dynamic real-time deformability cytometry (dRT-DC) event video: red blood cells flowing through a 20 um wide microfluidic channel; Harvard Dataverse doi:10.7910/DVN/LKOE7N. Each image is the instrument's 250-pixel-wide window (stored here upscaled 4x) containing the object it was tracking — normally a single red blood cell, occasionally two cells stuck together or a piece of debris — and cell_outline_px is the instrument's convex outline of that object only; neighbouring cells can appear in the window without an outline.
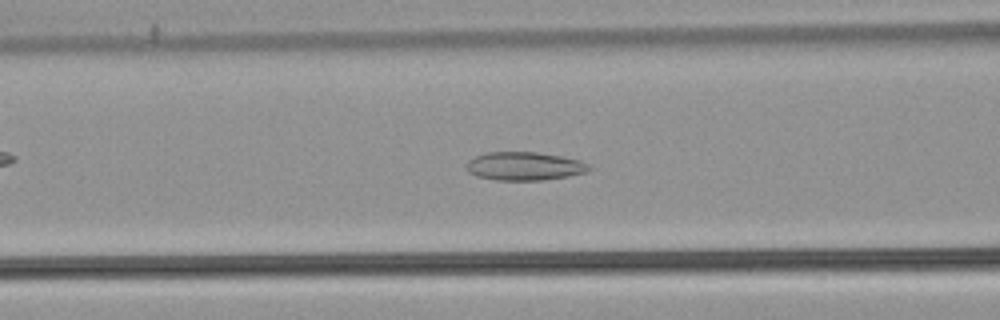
{"species": "common noctule bat (a hibernating species)", "species_latin": "Nyctalus noctula", "temperature_condition": "warm", "stored_images_in_passage": 53, "camera_frame_rate_fps": 3000, "um_per_image_px": 0.085, "animal": {"sex": "male", "body_mass_g": 21.5, "forearm_length_mm": 52.0}, "frame": {"image": 1, "passage_image": 22, "time_ms": 7.0, "image_size_px": [1000, 320], "cell_outline_px": [[592, 168], [588, 172], [568, 176], [544, 180], [496, 180], [476, 176], [468, 172], [468, 160], [484, 152], [536, 152], [560, 156], [580, 160], [592, 164]], "centroid_in_image_um": [44.62, 14.12], "position_along_channel_um": 122.0, "area_um2": 20.4}}
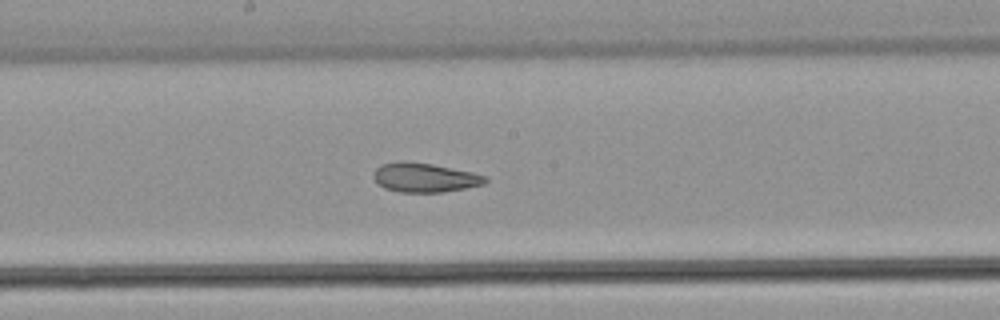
{"frame": {"image": 2, "passage_image": 29, "time_ms": 9.333, "image_size_px": [1000, 320], "cell_outline_px": [[488, 180], [484, 184], [464, 188], [440, 192], [400, 192], [384, 188], [376, 184], [372, 176], [376, 168], [380, 164], [400, 160], [404, 160], [432, 164], [472, 172], [488, 176]], "centroid_in_image_um": [36.05, 15.08], "position_along_channel_um": 212.2, "area_um2": 19.25}}
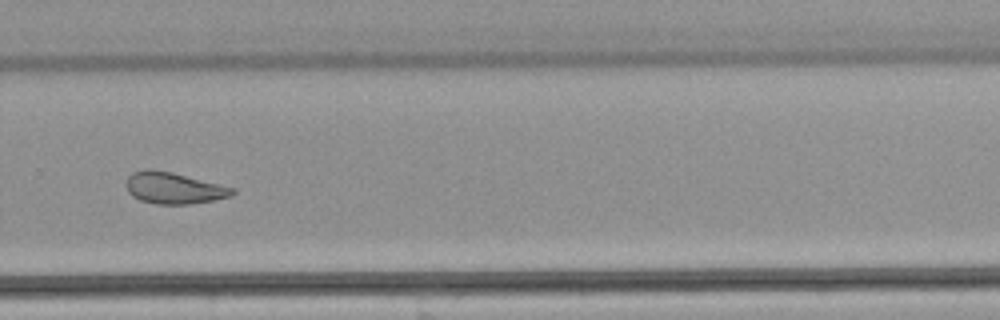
{"frame": {"image": 3, "passage_image": 37, "time_ms": 12.0, "image_size_px": [1000, 320], "cell_outline_px": [[236, 192], [232, 196], [192, 204], [156, 204], [140, 200], [132, 196], [128, 192], [128, 176], [132, 172], [172, 172], [236, 188]], "centroid_in_image_um": [14.86, 16.03], "position_along_channel_um": 314.9, "area_um2": 18.9}, "authors_computed_cell_mechanics": {"area_um2": 22.5998, "velocity_mm_per_s": 3.8644, "shape_relaxation_time_tau1_ms": null, "shape_relaxation_time_tau2_ms": 2.5169, "deformation_change_tau1": null, "deformation_change_tau2": 0.0935}}